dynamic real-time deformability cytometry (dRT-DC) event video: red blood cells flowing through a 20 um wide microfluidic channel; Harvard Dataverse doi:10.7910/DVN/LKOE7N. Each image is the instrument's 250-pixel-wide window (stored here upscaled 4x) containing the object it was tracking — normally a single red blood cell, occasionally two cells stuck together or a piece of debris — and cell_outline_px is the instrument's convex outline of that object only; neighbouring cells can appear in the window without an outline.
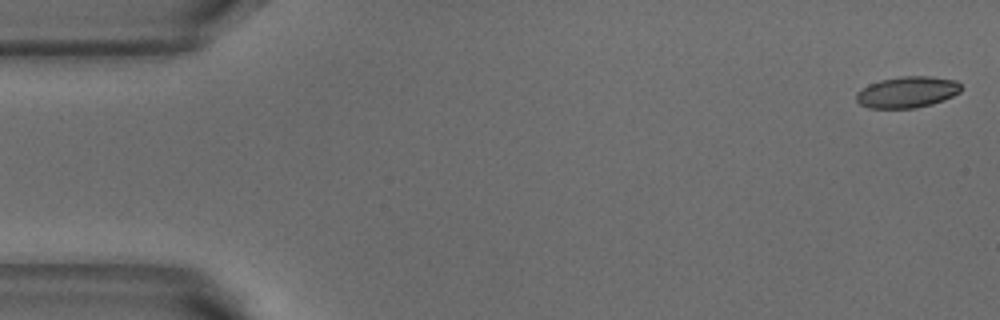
{"species": "common noctule bat (a hibernating species)", "species_latin": "Nyctalus noctula", "temperature_condition": "warm", "stored_images_in_passage": 5, "camera_frame_rate_fps": 3000, "um_per_image_px": 0.085, "animal": {"sex": "male", "body_mass_g": 18.8}, "frame": {"image": 1, "passage_image": 1, "time_ms": 0.0, "image_size_px": [1000, 320], "cell_outline_px": [[960, 92], [944, 100], [932, 104], [916, 108], [868, 108], [860, 104], [856, 100], [856, 92], [868, 84], [880, 80], [900, 76], [932, 76], [956, 80], [960, 84]], "centroid_in_image_um": [77.1, 7.82], "position_along_channel_um": 7.9, "area_um2": 19.25}}
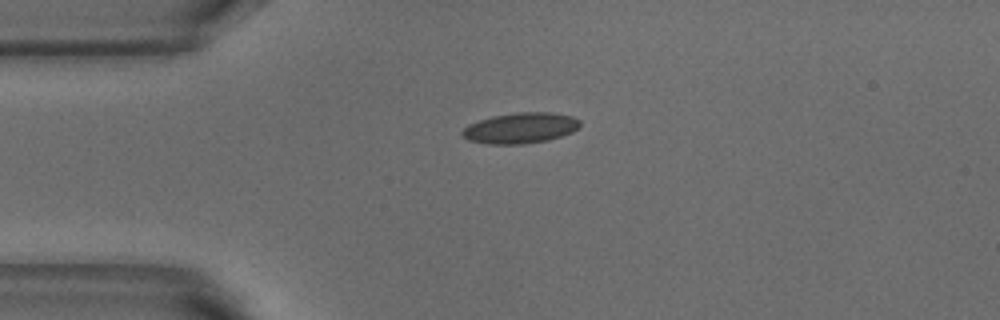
{"frame": {"image": 2, "passage_image": 4, "time_ms": 1.0, "image_size_px": [1000, 320], "cell_outline_px": [[580, 128], [572, 132], [548, 140], [524, 144], [488, 144], [468, 140], [460, 136], [460, 132], [468, 124], [492, 116], [516, 112], [548, 112], [572, 116], [580, 120]], "centroid_in_image_um": [44.22, 10.88], "position_along_channel_um": 40.8, "area_um2": 21.21}}